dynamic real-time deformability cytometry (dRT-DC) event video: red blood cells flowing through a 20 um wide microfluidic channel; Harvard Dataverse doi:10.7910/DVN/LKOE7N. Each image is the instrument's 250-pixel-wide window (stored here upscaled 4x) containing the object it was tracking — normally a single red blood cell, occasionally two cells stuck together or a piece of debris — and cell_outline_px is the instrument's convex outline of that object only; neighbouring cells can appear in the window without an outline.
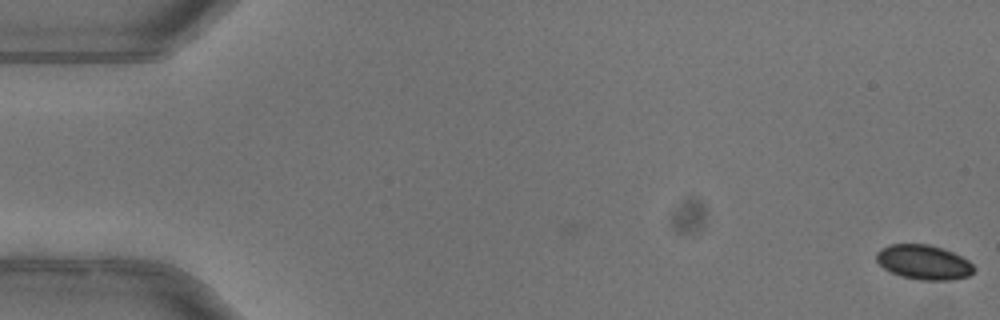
{"species": "common noctule bat (a hibernating species)", "species_latin": "Nyctalus noctula", "temperature_condition": "warm", "stored_images_in_passage": 17, "camera_frame_rate_fps": 3000, "um_per_image_px": 0.085, "animal": {"sex": "female"}, "frame": {"image": 1, "passage_image": 1, "time_ms": 0.0, "image_size_px": [1000, 320], "cell_outline_px": [[976, 268], [968, 276], [952, 280], [920, 280], [900, 276], [884, 268], [876, 260], [876, 252], [880, 248], [888, 244], [928, 244], [944, 248], [968, 260]], "centroid_in_image_um": [78.5, 22.28], "position_along_channel_um": 6.5, "area_um2": 19.77}}